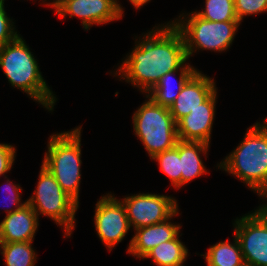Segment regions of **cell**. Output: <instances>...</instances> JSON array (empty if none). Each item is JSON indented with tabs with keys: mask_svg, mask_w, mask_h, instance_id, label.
I'll return each instance as SVG.
<instances>
[{
	"mask_svg": "<svg viewBox=\"0 0 267 266\" xmlns=\"http://www.w3.org/2000/svg\"><path fill=\"white\" fill-rule=\"evenodd\" d=\"M138 37L113 75L146 95L162 76L179 70L188 58L182 34L172 21L155 25Z\"/></svg>",
	"mask_w": 267,
	"mask_h": 266,
	"instance_id": "obj_1",
	"label": "cell"
},
{
	"mask_svg": "<svg viewBox=\"0 0 267 266\" xmlns=\"http://www.w3.org/2000/svg\"><path fill=\"white\" fill-rule=\"evenodd\" d=\"M216 166L240 180L260 199L267 198V118L247 128L243 140Z\"/></svg>",
	"mask_w": 267,
	"mask_h": 266,
	"instance_id": "obj_2",
	"label": "cell"
},
{
	"mask_svg": "<svg viewBox=\"0 0 267 266\" xmlns=\"http://www.w3.org/2000/svg\"><path fill=\"white\" fill-rule=\"evenodd\" d=\"M32 53L19 34L13 41L0 47V68L12 87L52 112L58 98L48 86Z\"/></svg>",
	"mask_w": 267,
	"mask_h": 266,
	"instance_id": "obj_3",
	"label": "cell"
},
{
	"mask_svg": "<svg viewBox=\"0 0 267 266\" xmlns=\"http://www.w3.org/2000/svg\"><path fill=\"white\" fill-rule=\"evenodd\" d=\"M81 126L70 131L53 133L48 139L42 160L62 190L78 204L81 183Z\"/></svg>",
	"mask_w": 267,
	"mask_h": 266,
	"instance_id": "obj_4",
	"label": "cell"
},
{
	"mask_svg": "<svg viewBox=\"0 0 267 266\" xmlns=\"http://www.w3.org/2000/svg\"><path fill=\"white\" fill-rule=\"evenodd\" d=\"M172 24L181 32L188 60L199 50L225 52L231 47L240 21L213 22L197 16L194 11L180 13Z\"/></svg>",
	"mask_w": 267,
	"mask_h": 266,
	"instance_id": "obj_5",
	"label": "cell"
},
{
	"mask_svg": "<svg viewBox=\"0 0 267 266\" xmlns=\"http://www.w3.org/2000/svg\"><path fill=\"white\" fill-rule=\"evenodd\" d=\"M133 113L135 136L141 141L150 158L172 149L178 142L177 123L169 108L156 104L149 96Z\"/></svg>",
	"mask_w": 267,
	"mask_h": 266,
	"instance_id": "obj_6",
	"label": "cell"
},
{
	"mask_svg": "<svg viewBox=\"0 0 267 266\" xmlns=\"http://www.w3.org/2000/svg\"><path fill=\"white\" fill-rule=\"evenodd\" d=\"M38 183L29 204L39 217L47 216L64 231V238H70L76 227L75 216L79 204L64 192L55 177L43 165L39 171Z\"/></svg>",
	"mask_w": 267,
	"mask_h": 266,
	"instance_id": "obj_7",
	"label": "cell"
},
{
	"mask_svg": "<svg viewBox=\"0 0 267 266\" xmlns=\"http://www.w3.org/2000/svg\"><path fill=\"white\" fill-rule=\"evenodd\" d=\"M233 226L244 262L267 266V211L260 204L254 211L237 217Z\"/></svg>",
	"mask_w": 267,
	"mask_h": 266,
	"instance_id": "obj_8",
	"label": "cell"
},
{
	"mask_svg": "<svg viewBox=\"0 0 267 266\" xmlns=\"http://www.w3.org/2000/svg\"><path fill=\"white\" fill-rule=\"evenodd\" d=\"M133 230L169 219L179 208L172 195L137 193L120 199Z\"/></svg>",
	"mask_w": 267,
	"mask_h": 266,
	"instance_id": "obj_9",
	"label": "cell"
},
{
	"mask_svg": "<svg viewBox=\"0 0 267 266\" xmlns=\"http://www.w3.org/2000/svg\"><path fill=\"white\" fill-rule=\"evenodd\" d=\"M95 204L94 227L101 242L109 252L123 241L131 226L126 209L118 197L108 192Z\"/></svg>",
	"mask_w": 267,
	"mask_h": 266,
	"instance_id": "obj_10",
	"label": "cell"
},
{
	"mask_svg": "<svg viewBox=\"0 0 267 266\" xmlns=\"http://www.w3.org/2000/svg\"><path fill=\"white\" fill-rule=\"evenodd\" d=\"M60 18L81 19L83 30L122 19L117 0H64L55 9Z\"/></svg>",
	"mask_w": 267,
	"mask_h": 266,
	"instance_id": "obj_11",
	"label": "cell"
},
{
	"mask_svg": "<svg viewBox=\"0 0 267 266\" xmlns=\"http://www.w3.org/2000/svg\"><path fill=\"white\" fill-rule=\"evenodd\" d=\"M216 89L199 107L177 122V135L183 141H201L211 144V134L216 113Z\"/></svg>",
	"mask_w": 267,
	"mask_h": 266,
	"instance_id": "obj_12",
	"label": "cell"
},
{
	"mask_svg": "<svg viewBox=\"0 0 267 266\" xmlns=\"http://www.w3.org/2000/svg\"><path fill=\"white\" fill-rule=\"evenodd\" d=\"M216 89L215 80L198 69L184 84L180 94L169 107L174 121L177 123L181 118L199 107Z\"/></svg>",
	"mask_w": 267,
	"mask_h": 266,
	"instance_id": "obj_13",
	"label": "cell"
},
{
	"mask_svg": "<svg viewBox=\"0 0 267 266\" xmlns=\"http://www.w3.org/2000/svg\"><path fill=\"white\" fill-rule=\"evenodd\" d=\"M178 214L179 209L166 221L135 229L129 241L127 253L140 260L162 242L175 239L181 233L182 225L171 221Z\"/></svg>",
	"mask_w": 267,
	"mask_h": 266,
	"instance_id": "obj_14",
	"label": "cell"
},
{
	"mask_svg": "<svg viewBox=\"0 0 267 266\" xmlns=\"http://www.w3.org/2000/svg\"><path fill=\"white\" fill-rule=\"evenodd\" d=\"M39 217L29 204L5 215L0 222V243L34 241Z\"/></svg>",
	"mask_w": 267,
	"mask_h": 266,
	"instance_id": "obj_15",
	"label": "cell"
},
{
	"mask_svg": "<svg viewBox=\"0 0 267 266\" xmlns=\"http://www.w3.org/2000/svg\"><path fill=\"white\" fill-rule=\"evenodd\" d=\"M210 145L201 141L179 140V156L181 160V188L201 175L208 174L201 156H206ZM203 154V155H202Z\"/></svg>",
	"mask_w": 267,
	"mask_h": 266,
	"instance_id": "obj_16",
	"label": "cell"
},
{
	"mask_svg": "<svg viewBox=\"0 0 267 266\" xmlns=\"http://www.w3.org/2000/svg\"><path fill=\"white\" fill-rule=\"evenodd\" d=\"M197 71V68L186 62L179 70L166 73L164 76H162L157 84L146 95L149 96L156 104L169 108L180 94L184 84ZM176 74H178L179 77L176 87H174L175 84H172V77H174Z\"/></svg>",
	"mask_w": 267,
	"mask_h": 266,
	"instance_id": "obj_17",
	"label": "cell"
},
{
	"mask_svg": "<svg viewBox=\"0 0 267 266\" xmlns=\"http://www.w3.org/2000/svg\"><path fill=\"white\" fill-rule=\"evenodd\" d=\"M183 233L175 239L162 242L151 249L143 259H152L157 266H177L186 262L189 256L186 245L179 239Z\"/></svg>",
	"mask_w": 267,
	"mask_h": 266,
	"instance_id": "obj_18",
	"label": "cell"
},
{
	"mask_svg": "<svg viewBox=\"0 0 267 266\" xmlns=\"http://www.w3.org/2000/svg\"><path fill=\"white\" fill-rule=\"evenodd\" d=\"M233 237V242H217L200 254L204 256L207 266H239L244 262L240 243L235 235Z\"/></svg>",
	"mask_w": 267,
	"mask_h": 266,
	"instance_id": "obj_19",
	"label": "cell"
},
{
	"mask_svg": "<svg viewBox=\"0 0 267 266\" xmlns=\"http://www.w3.org/2000/svg\"><path fill=\"white\" fill-rule=\"evenodd\" d=\"M33 241L0 243V252L6 266H35L37 253Z\"/></svg>",
	"mask_w": 267,
	"mask_h": 266,
	"instance_id": "obj_20",
	"label": "cell"
},
{
	"mask_svg": "<svg viewBox=\"0 0 267 266\" xmlns=\"http://www.w3.org/2000/svg\"><path fill=\"white\" fill-rule=\"evenodd\" d=\"M159 165L160 171L171 181V186L181 189V160L179 156V140L172 149L165 150L151 158Z\"/></svg>",
	"mask_w": 267,
	"mask_h": 266,
	"instance_id": "obj_21",
	"label": "cell"
},
{
	"mask_svg": "<svg viewBox=\"0 0 267 266\" xmlns=\"http://www.w3.org/2000/svg\"><path fill=\"white\" fill-rule=\"evenodd\" d=\"M194 13L213 22L239 21L235 12L234 0H205V8Z\"/></svg>",
	"mask_w": 267,
	"mask_h": 266,
	"instance_id": "obj_22",
	"label": "cell"
},
{
	"mask_svg": "<svg viewBox=\"0 0 267 266\" xmlns=\"http://www.w3.org/2000/svg\"><path fill=\"white\" fill-rule=\"evenodd\" d=\"M234 4L240 22L247 16L267 12V0H234Z\"/></svg>",
	"mask_w": 267,
	"mask_h": 266,
	"instance_id": "obj_23",
	"label": "cell"
},
{
	"mask_svg": "<svg viewBox=\"0 0 267 266\" xmlns=\"http://www.w3.org/2000/svg\"><path fill=\"white\" fill-rule=\"evenodd\" d=\"M5 0H0V47L13 41L18 35L15 22L7 15Z\"/></svg>",
	"mask_w": 267,
	"mask_h": 266,
	"instance_id": "obj_24",
	"label": "cell"
},
{
	"mask_svg": "<svg viewBox=\"0 0 267 266\" xmlns=\"http://www.w3.org/2000/svg\"><path fill=\"white\" fill-rule=\"evenodd\" d=\"M6 179V184H3V186L5 187L3 190H5L4 192H6V195H5V197L7 196V198L9 199V201H11L10 203L12 204V206H13V208H12V206L10 207H8L7 206V204L8 203H6L5 202V205H4V208H6V206L8 207V208H6V209H4L5 210V212H6V215L7 214H10V213H12V212H14V211H17V210H19V209H21L22 207H24L26 204H27V200H25V201H21L22 199H21V192H22V187H20V184H15V183H13V181H10V179L9 178H5ZM8 199H6V201L8 200ZM4 201V200H3ZM3 204H4V202H3Z\"/></svg>",
	"mask_w": 267,
	"mask_h": 266,
	"instance_id": "obj_25",
	"label": "cell"
},
{
	"mask_svg": "<svg viewBox=\"0 0 267 266\" xmlns=\"http://www.w3.org/2000/svg\"><path fill=\"white\" fill-rule=\"evenodd\" d=\"M16 151L17 149L14 145L0 143V177L4 175V178H6V174L12 169L15 163Z\"/></svg>",
	"mask_w": 267,
	"mask_h": 266,
	"instance_id": "obj_26",
	"label": "cell"
},
{
	"mask_svg": "<svg viewBox=\"0 0 267 266\" xmlns=\"http://www.w3.org/2000/svg\"><path fill=\"white\" fill-rule=\"evenodd\" d=\"M132 6L135 8V9H141V7H143L145 4H147L148 2H150L151 0H128ZM120 1L117 0V6H118V9H119V12L121 14V16L123 17L124 15V7L122 8L121 4L119 3Z\"/></svg>",
	"mask_w": 267,
	"mask_h": 266,
	"instance_id": "obj_27",
	"label": "cell"
},
{
	"mask_svg": "<svg viewBox=\"0 0 267 266\" xmlns=\"http://www.w3.org/2000/svg\"><path fill=\"white\" fill-rule=\"evenodd\" d=\"M51 1H49V0H42V3H43V5H46V6H49L50 8L55 9L64 0H53L52 2Z\"/></svg>",
	"mask_w": 267,
	"mask_h": 266,
	"instance_id": "obj_28",
	"label": "cell"
},
{
	"mask_svg": "<svg viewBox=\"0 0 267 266\" xmlns=\"http://www.w3.org/2000/svg\"><path fill=\"white\" fill-rule=\"evenodd\" d=\"M267 201V198H265L264 200H262L263 202L264 201ZM265 201V203H263L261 206L267 211V202Z\"/></svg>",
	"mask_w": 267,
	"mask_h": 266,
	"instance_id": "obj_29",
	"label": "cell"
},
{
	"mask_svg": "<svg viewBox=\"0 0 267 266\" xmlns=\"http://www.w3.org/2000/svg\"><path fill=\"white\" fill-rule=\"evenodd\" d=\"M239 266H254V265H252L251 263H248V262H243Z\"/></svg>",
	"mask_w": 267,
	"mask_h": 266,
	"instance_id": "obj_30",
	"label": "cell"
}]
</instances>
